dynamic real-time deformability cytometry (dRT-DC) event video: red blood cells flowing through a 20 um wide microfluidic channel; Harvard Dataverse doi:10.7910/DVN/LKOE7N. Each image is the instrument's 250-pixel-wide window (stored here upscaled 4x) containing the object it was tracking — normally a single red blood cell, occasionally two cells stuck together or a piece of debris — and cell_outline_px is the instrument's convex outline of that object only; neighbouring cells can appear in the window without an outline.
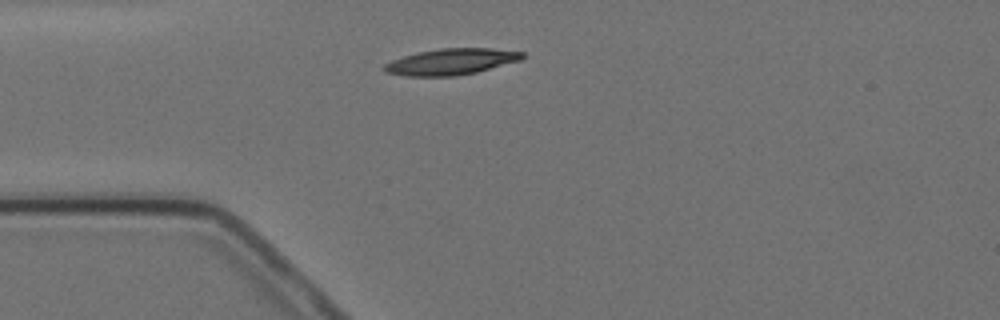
{"species": "Egyptian fruit bat (a non-hibernating species)", "species_latin": "Rousettus aegyptiacus", "temperature_condition": "cold", "stored_images_in_passage": 2, "camera_frame_rate_fps": 3000, "um_per_image_px": 0.085, "animal": {"sex": "female"}, "frame": {"image": 1, "passage_image": 2, "time_ms": 1.333, "image_size_px": [1000, 320], "cell_outline_px": [[524, 56], [520, 60], [476, 72], [456, 76], [408, 76], [384, 72], [384, 64], [392, 60], [404, 56], [420, 52], [440, 48], [492, 48], [524, 52]], "centroid_in_image_um": [38.35, 5.24], "position_along_channel_um": 46.7, "area_um2": 20.87}}